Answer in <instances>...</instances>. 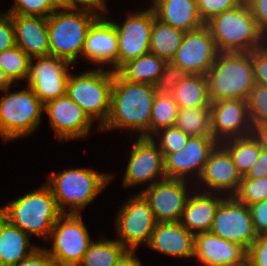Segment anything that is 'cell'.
<instances>
[{
    "instance_id": "cell-1",
    "label": "cell",
    "mask_w": 267,
    "mask_h": 266,
    "mask_svg": "<svg viewBox=\"0 0 267 266\" xmlns=\"http://www.w3.org/2000/svg\"><path fill=\"white\" fill-rule=\"evenodd\" d=\"M156 94L154 85L128 82L114 72L110 115L100 131L126 128L140 132L139 137H150L151 110Z\"/></svg>"
},
{
    "instance_id": "cell-2",
    "label": "cell",
    "mask_w": 267,
    "mask_h": 266,
    "mask_svg": "<svg viewBox=\"0 0 267 266\" xmlns=\"http://www.w3.org/2000/svg\"><path fill=\"white\" fill-rule=\"evenodd\" d=\"M101 14L89 7L57 8L47 18L50 55L74 63L82 56L91 24Z\"/></svg>"
},
{
    "instance_id": "cell-3",
    "label": "cell",
    "mask_w": 267,
    "mask_h": 266,
    "mask_svg": "<svg viewBox=\"0 0 267 266\" xmlns=\"http://www.w3.org/2000/svg\"><path fill=\"white\" fill-rule=\"evenodd\" d=\"M61 214L46 184L0 207V215L11 225L30 236L43 237L46 241Z\"/></svg>"
},
{
    "instance_id": "cell-4",
    "label": "cell",
    "mask_w": 267,
    "mask_h": 266,
    "mask_svg": "<svg viewBox=\"0 0 267 266\" xmlns=\"http://www.w3.org/2000/svg\"><path fill=\"white\" fill-rule=\"evenodd\" d=\"M205 76L212 102L247 100L255 85L252 52H219Z\"/></svg>"
},
{
    "instance_id": "cell-5",
    "label": "cell",
    "mask_w": 267,
    "mask_h": 266,
    "mask_svg": "<svg viewBox=\"0 0 267 266\" xmlns=\"http://www.w3.org/2000/svg\"><path fill=\"white\" fill-rule=\"evenodd\" d=\"M205 25L218 52H252L267 42L245 0L236 8L214 16Z\"/></svg>"
},
{
    "instance_id": "cell-6",
    "label": "cell",
    "mask_w": 267,
    "mask_h": 266,
    "mask_svg": "<svg viewBox=\"0 0 267 266\" xmlns=\"http://www.w3.org/2000/svg\"><path fill=\"white\" fill-rule=\"evenodd\" d=\"M45 183L54 195L61 213L80 214V210L91 203L112 180L108 174L89 168H75L48 175ZM69 206L70 211L66 212Z\"/></svg>"
},
{
    "instance_id": "cell-7",
    "label": "cell",
    "mask_w": 267,
    "mask_h": 266,
    "mask_svg": "<svg viewBox=\"0 0 267 266\" xmlns=\"http://www.w3.org/2000/svg\"><path fill=\"white\" fill-rule=\"evenodd\" d=\"M113 80L114 71L102 67L77 76L70 74L67 80L66 94L93 122L99 120V131L110 115Z\"/></svg>"
},
{
    "instance_id": "cell-8",
    "label": "cell",
    "mask_w": 267,
    "mask_h": 266,
    "mask_svg": "<svg viewBox=\"0 0 267 266\" xmlns=\"http://www.w3.org/2000/svg\"><path fill=\"white\" fill-rule=\"evenodd\" d=\"M3 91L0 98V136L4 141L32 134L41 123L44 104L27 86L21 91Z\"/></svg>"
},
{
    "instance_id": "cell-9",
    "label": "cell",
    "mask_w": 267,
    "mask_h": 266,
    "mask_svg": "<svg viewBox=\"0 0 267 266\" xmlns=\"http://www.w3.org/2000/svg\"><path fill=\"white\" fill-rule=\"evenodd\" d=\"M49 238L53 244L47 251L53 266H78L93 242L80 214L75 213H62Z\"/></svg>"
},
{
    "instance_id": "cell-10",
    "label": "cell",
    "mask_w": 267,
    "mask_h": 266,
    "mask_svg": "<svg viewBox=\"0 0 267 266\" xmlns=\"http://www.w3.org/2000/svg\"><path fill=\"white\" fill-rule=\"evenodd\" d=\"M117 213L118 241L130 251H136L141 243L148 246L156 220L145 198L140 193L130 197Z\"/></svg>"
},
{
    "instance_id": "cell-11",
    "label": "cell",
    "mask_w": 267,
    "mask_h": 266,
    "mask_svg": "<svg viewBox=\"0 0 267 266\" xmlns=\"http://www.w3.org/2000/svg\"><path fill=\"white\" fill-rule=\"evenodd\" d=\"M227 197H224L216 211L210 232L248 250L258 236L254 230L250 208L235 196Z\"/></svg>"
},
{
    "instance_id": "cell-12",
    "label": "cell",
    "mask_w": 267,
    "mask_h": 266,
    "mask_svg": "<svg viewBox=\"0 0 267 266\" xmlns=\"http://www.w3.org/2000/svg\"><path fill=\"white\" fill-rule=\"evenodd\" d=\"M152 7L141 12L129 13L123 24L113 23L118 38L117 71L127 62L150 52L153 20Z\"/></svg>"
},
{
    "instance_id": "cell-13",
    "label": "cell",
    "mask_w": 267,
    "mask_h": 266,
    "mask_svg": "<svg viewBox=\"0 0 267 266\" xmlns=\"http://www.w3.org/2000/svg\"><path fill=\"white\" fill-rule=\"evenodd\" d=\"M35 59L37 61L34 64ZM70 65V62L51 55L32 57L26 79L27 86L45 105L66 94Z\"/></svg>"
},
{
    "instance_id": "cell-14",
    "label": "cell",
    "mask_w": 267,
    "mask_h": 266,
    "mask_svg": "<svg viewBox=\"0 0 267 266\" xmlns=\"http://www.w3.org/2000/svg\"><path fill=\"white\" fill-rule=\"evenodd\" d=\"M153 137H138L129 156L128 165L123 177L122 186L129 187L155 182L166 177L164 171V157ZM152 182V183H151Z\"/></svg>"
},
{
    "instance_id": "cell-15",
    "label": "cell",
    "mask_w": 267,
    "mask_h": 266,
    "mask_svg": "<svg viewBox=\"0 0 267 266\" xmlns=\"http://www.w3.org/2000/svg\"><path fill=\"white\" fill-rule=\"evenodd\" d=\"M218 53L210 29L204 25L185 32L171 62L188 74L206 75Z\"/></svg>"
},
{
    "instance_id": "cell-16",
    "label": "cell",
    "mask_w": 267,
    "mask_h": 266,
    "mask_svg": "<svg viewBox=\"0 0 267 266\" xmlns=\"http://www.w3.org/2000/svg\"><path fill=\"white\" fill-rule=\"evenodd\" d=\"M187 180L165 178L140 191L156 222H179L189 194Z\"/></svg>"
},
{
    "instance_id": "cell-17",
    "label": "cell",
    "mask_w": 267,
    "mask_h": 266,
    "mask_svg": "<svg viewBox=\"0 0 267 266\" xmlns=\"http://www.w3.org/2000/svg\"><path fill=\"white\" fill-rule=\"evenodd\" d=\"M219 144L214 137L190 136L184 148L164 157L166 177L187 180L185 177L195 172L200 177L209 156Z\"/></svg>"
},
{
    "instance_id": "cell-18",
    "label": "cell",
    "mask_w": 267,
    "mask_h": 266,
    "mask_svg": "<svg viewBox=\"0 0 267 266\" xmlns=\"http://www.w3.org/2000/svg\"><path fill=\"white\" fill-rule=\"evenodd\" d=\"M211 133L220 143L226 139L252 134L247 100L224 99L210 105Z\"/></svg>"
},
{
    "instance_id": "cell-19",
    "label": "cell",
    "mask_w": 267,
    "mask_h": 266,
    "mask_svg": "<svg viewBox=\"0 0 267 266\" xmlns=\"http://www.w3.org/2000/svg\"><path fill=\"white\" fill-rule=\"evenodd\" d=\"M49 122L59 141L86 136L93 121L67 94L44 105Z\"/></svg>"
},
{
    "instance_id": "cell-20",
    "label": "cell",
    "mask_w": 267,
    "mask_h": 266,
    "mask_svg": "<svg viewBox=\"0 0 267 266\" xmlns=\"http://www.w3.org/2000/svg\"><path fill=\"white\" fill-rule=\"evenodd\" d=\"M102 13L88 30L82 56L90 63L111 64L117 72L118 38L115 27Z\"/></svg>"
},
{
    "instance_id": "cell-21",
    "label": "cell",
    "mask_w": 267,
    "mask_h": 266,
    "mask_svg": "<svg viewBox=\"0 0 267 266\" xmlns=\"http://www.w3.org/2000/svg\"><path fill=\"white\" fill-rule=\"evenodd\" d=\"M198 179L202 182L200 185L204 183L206 186L203 188H208L204 192L222 191L224 195L228 192L227 196H234L239 190L242 177L229 153L219 144L209 156Z\"/></svg>"
},
{
    "instance_id": "cell-22",
    "label": "cell",
    "mask_w": 267,
    "mask_h": 266,
    "mask_svg": "<svg viewBox=\"0 0 267 266\" xmlns=\"http://www.w3.org/2000/svg\"><path fill=\"white\" fill-rule=\"evenodd\" d=\"M248 250L211 232L195 234L194 258L204 266H229L247 259Z\"/></svg>"
},
{
    "instance_id": "cell-23",
    "label": "cell",
    "mask_w": 267,
    "mask_h": 266,
    "mask_svg": "<svg viewBox=\"0 0 267 266\" xmlns=\"http://www.w3.org/2000/svg\"><path fill=\"white\" fill-rule=\"evenodd\" d=\"M195 235L179 222H156L148 247L162 254L194 258Z\"/></svg>"
},
{
    "instance_id": "cell-24",
    "label": "cell",
    "mask_w": 267,
    "mask_h": 266,
    "mask_svg": "<svg viewBox=\"0 0 267 266\" xmlns=\"http://www.w3.org/2000/svg\"><path fill=\"white\" fill-rule=\"evenodd\" d=\"M11 15L14 26L15 44L30 58L49 56L47 18Z\"/></svg>"
},
{
    "instance_id": "cell-25",
    "label": "cell",
    "mask_w": 267,
    "mask_h": 266,
    "mask_svg": "<svg viewBox=\"0 0 267 266\" xmlns=\"http://www.w3.org/2000/svg\"><path fill=\"white\" fill-rule=\"evenodd\" d=\"M222 198L212 195V192H202L188 197L179 223L189 232L195 234L210 232L216 211L223 201Z\"/></svg>"
},
{
    "instance_id": "cell-26",
    "label": "cell",
    "mask_w": 267,
    "mask_h": 266,
    "mask_svg": "<svg viewBox=\"0 0 267 266\" xmlns=\"http://www.w3.org/2000/svg\"><path fill=\"white\" fill-rule=\"evenodd\" d=\"M151 5L157 19L184 32L205 25L198 13L196 0H152Z\"/></svg>"
},
{
    "instance_id": "cell-27",
    "label": "cell",
    "mask_w": 267,
    "mask_h": 266,
    "mask_svg": "<svg viewBox=\"0 0 267 266\" xmlns=\"http://www.w3.org/2000/svg\"><path fill=\"white\" fill-rule=\"evenodd\" d=\"M29 235L11 225L0 215V264L16 266L36 248L30 244Z\"/></svg>"
},
{
    "instance_id": "cell-28",
    "label": "cell",
    "mask_w": 267,
    "mask_h": 266,
    "mask_svg": "<svg viewBox=\"0 0 267 266\" xmlns=\"http://www.w3.org/2000/svg\"><path fill=\"white\" fill-rule=\"evenodd\" d=\"M172 96L179 109L210 107L212 103L205 75L188 74L176 85Z\"/></svg>"
},
{
    "instance_id": "cell-29",
    "label": "cell",
    "mask_w": 267,
    "mask_h": 266,
    "mask_svg": "<svg viewBox=\"0 0 267 266\" xmlns=\"http://www.w3.org/2000/svg\"><path fill=\"white\" fill-rule=\"evenodd\" d=\"M166 61L153 53H146L125 63L117 73L126 81L154 85Z\"/></svg>"
},
{
    "instance_id": "cell-30",
    "label": "cell",
    "mask_w": 267,
    "mask_h": 266,
    "mask_svg": "<svg viewBox=\"0 0 267 266\" xmlns=\"http://www.w3.org/2000/svg\"><path fill=\"white\" fill-rule=\"evenodd\" d=\"M220 145L231 156L241 177L247 174L249 169L259 158L261 152L260 144L253 134L226 139L221 141Z\"/></svg>"
},
{
    "instance_id": "cell-31",
    "label": "cell",
    "mask_w": 267,
    "mask_h": 266,
    "mask_svg": "<svg viewBox=\"0 0 267 266\" xmlns=\"http://www.w3.org/2000/svg\"><path fill=\"white\" fill-rule=\"evenodd\" d=\"M185 32L155 18L150 36V53L170 62L180 46Z\"/></svg>"
},
{
    "instance_id": "cell-32",
    "label": "cell",
    "mask_w": 267,
    "mask_h": 266,
    "mask_svg": "<svg viewBox=\"0 0 267 266\" xmlns=\"http://www.w3.org/2000/svg\"><path fill=\"white\" fill-rule=\"evenodd\" d=\"M126 251L117 239L93 241L78 266H114Z\"/></svg>"
},
{
    "instance_id": "cell-33",
    "label": "cell",
    "mask_w": 267,
    "mask_h": 266,
    "mask_svg": "<svg viewBox=\"0 0 267 266\" xmlns=\"http://www.w3.org/2000/svg\"><path fill=\"white\" fill-rule=\"evenodd\" d=\"M175 126L188 136L213 137L210 107L179 109Z\"/></svg>"
},
{
    "instance_id": "cell-34",
    "label": "cell",
    "mask_w": 267,
    "mask_h": 266,
    "mask_svg": "<svg viewBox=\"0 0 267 266\" xmlns=\"http://www.w3.org/2000/svg\"><path fill=\"white\" fill-rule=\"evenodd\" d=\"M178 111L172 95L156 94L151 110L150 137L160 129L175 126Z\"/></svg>"
},
{
    "instance_id": "cell-35",
    "label": "cell",
    "mask_w": 267,
    "mask_h": 266,
    "mask_svg": "<svg viewBox=\"0 0 267 266\" xmlns=\"http://www.w3.org/2000/svg\"><path fill=\"white\" fill-rule=\"evenodd\" d=\"M31 58L17 45L0 53V68L15 83L27 79Z\"/></svg>"
},
{
    "instance_id": "cell-36",
    "label": "cell",
    "mask_w": 267,
    "mask_h": 266,
    "mask_svg": "<svg viewBox=\"0 0 267 266\" xmlns=\"http://www.w3.org/2000/svg\"><path fill=\"white\" fill-rule=\"evenodd\" d=\"M252 126L267 125V86L255 83L247 98Z\"/></svg>"
},
{
    "instance_id": "cell-37",
    "label": "cell",
    "mask_w": 267,
    "mask_h": 266,
    "mask_svg": "<svg viewBox=\"0 0 267 266\" xmlns=\"http://www.w3.org/2000/svg\"><path fill=\"white\" fill-rule=\"evenodd\" d=\"M234 196L247 206L267 199V177L242 178L239 190Z\"/></svg>"
},
{
    "instance_id": "cell-38",
    "label": "cell",
    "mask_w": 267,
    "mask_h": 266,
    "mask_svg": "<svg viewBox=\"0 0 267 266\" xmlns=\"http://www.w3.org/2000/svg\"><path fill=\"white\" fill-rule=\"evenodd\" d=\"M154 135L159 139L158 148L163 154V157L169 153L180 151L184 148L190 137L176 126L160 129Z\"/></svg>"
},
{
    "instance_id": "cell-39",
    "label": "cell",
    "mask_w": 267,
    "mask_h": 266,
    "mask_svg": "<svg viewBox=\"0 0 267 266\" xmlns=\"http://www.w3.org/2000/svg\"><path fill=\"white\" fill-rule=\"evenodd\" d=\"M14 2L7 13L48 18L57 9L51 0H14Z\"/></svg>"
},
{
    "instance_id": "cell-40",
    "label": "cell",
    "mask_w": 267,
    "mask_h": 266,
    "mask_svg": "<svg viewBox=\"0 0 267 266\" xmlns=\"http://www.w3.org/2000/svg\"><path fill=\"white\" fill-rule=\"evenodd\" d=\"M188 75L178 65L166 62L163 71L154 84V89L160 95H172L176 85Z\"/></svg>"
},
{
    "instance_id": "cell-41",
    "label": "cell",
    "mask_w": 267,
    "mask_h": 266,
    "mask_svg": "<svg viewBox=\"0 0 267 266\" xmlns=\"http://www.w3.org/2000/svg\"><path fill=\"white\" fill-rule=\"evenodd\" d=\"M244 0H196L198 13L206 24L214 16L239 6Z\"/></svg>"
},
{
    "instance_id": "cell-42",
    "label": "cell",
    "mask_w": 267,
    "mask_h": 266,
    "mask_svg": "<svg viewBox=\"0 0 267 266\" xmlns=\"http://www.w3.org/2000/svg\"><path fill=\"white\" fill-rule=\"evenodd\" d=\"M252 66L255 83L267 86V42L252 51Z\"/></svg>"
},
{
    "instance_id": "cell-43",
    "label": "cell",
    "mask_w": 267,
    "mask_h": 266,
    "mask_svg": "<svg viewBox=\"0 0 267 266\" xmlns=\"http://www.w3.org/2000/svg\"><path fill=\"white\" fill-rule=\"evenodd\" d=\"M247 258L252 266H267V234L257 236L248 248Z\"/></svg>"
},
{
    "instance_id": "cell-44",
    "label": "cell",
    "mask_w": 267,
    "mask_h": 266,
    "mask_svg": "<svg viewBox=\"0 0 267 266\" xmlns=\"http://www.w3.org/2000/svg\"><path fill=\"white\" fill-rule=\"evenodd\" d=\"M249 208L256 234H267V199L253 203Z\"/></svg>"
},
{
    "instance_id": "cell-45",
    "label": "cell",
    "mask_w": 267,
    "mask_h": 266,
    "mask_svg": "<svg viewBox=\"0 0 267 266\" xmlns=\"http://www.w3.org/2000/svg\"><path fill=\"white\" fill-rule=\"evenodd\" d=\"M15 45L12 15L7 12L2 13L0 14V53Z\"/></svg>"
},
{
    "instance_id": "cell-46",
    "label": "cell",
    "mask_w": 267,
    "mask_h": 266,
    "mask_svg": "<svg viewBox=\"0 0 267 266\" xmlns=\"http://www.w3.org/2000/svg\"><path fill=\"white\" fill-rule=\"evenodd\" d=\"M256 19L260 32L267 39V0H245Z\"/></svg>"
},
{
    "instance_id": "cell-47",
    "label": "cell",
    "mask_w": 267,
    "mask_h": 266,
    "mask_svg": "<svg viewBox=\"0 0 267 266\" xmlns=\"http://www.w3.org/2000/svg\"><path fill=\"white\" fill-rule=\"evenodd\" d=\"M16 266H53L47 248L38 247Z\"/></svg>"
},
{
    "instance_id": "cell-48",
    "label": "cell",
    "mask_w": 267,
    "mask_h": 266,
    "mask_svg": "<svg viewBox=\"0 0 267 266\" xmlns=\"http://www.w3.org/2000/svg\"><path fill=\"white\" fill-rule=\"evenodd\" d=\"M267 177V151L261 149L259 158L242 178H262Z\"/></svg>"
},
{
    "instance_id": "cell-49",
    "label": "cell",
    "mask_w": 267,
    "mask_h": 266,
    "mask_svg": "<svg viewBox=\"0 0 267 266\" xmlns=\"http://www.w3.org/2000/svg\"><path fill=\"white\" fill-rule=\"evenodd\" d=\"M106 0H64L65 7H89L102 13L107 11Z\"/></svg>"
},
{
    "instance_id": "cell-50",
    "label": "cell",
    "mask_w": 267,
    "mask_h": 266,
    "mask_svg": "<svg viewBox=\"0 0 267 266\" xmlns=\"http://www.w3.org/2000/svg\"><path fill=\"white\" fill-rule=\"evenodd\" d=\"M134 252L127 250L114 266H143Z\"/></svg>"
},
{
    "instance_id": "cell-51",
    "label": "cell",
    "mask_w": 267,
    "mask_h": 266,
    "mask_svg": "<svg viewBox=\"0 0 267 266\" xmlns=\"http://www.w3.org/2000/svg\"><path fill=\"white\" fill-rule=\"evenodd\" d=\"M252 134L258 140L261 149L267 151V125L254 126Z\"/></svg>"
},
{
    "instance_id": "cell-52",
    "label": "cell",
    "mask_w": 267,
    "mask_h": 266,
    "mask_svg": "<svg viewBox=\"0 0 267 266\" xmlns=\"http://www.w3.org/2000/svg\"><path fill=\"white\" fill-rule=\"evenodd\" d=\"M12 81L10 78L5 74V72L0 68V91H4L12 85Z\"/></svg>"
},
{
    "instance_id": "cell-53",
    "label": "cell",
    "mask_w": 267,
    "mask_h": 266,
    "mask_svg": "<svg viewBox=\"0 0 267 266\" xmlns=\"http://www.w3.org/2000/svg\"><path fill=\"white\" fill-rule=\"evenodd\" d=\"M57 8H64V0H51Z\"/></svg>"
},
{
    "instance_id": "cell-54",
    "label": "cell",
    "mask_w": 267,
    "mask_h": 266,
    "mask_svg": "<svg viewBox=\"0 0 267 266\" xmlns=\"http://www.w3.org/2000/svg\"><path fill=\"white\" fill-rule=\"evenodd\" d=\"M229 266H252V264H251L250 260L247 258L241 263L233 264V265H229Z\"/></svg>"
}]
</instances>
